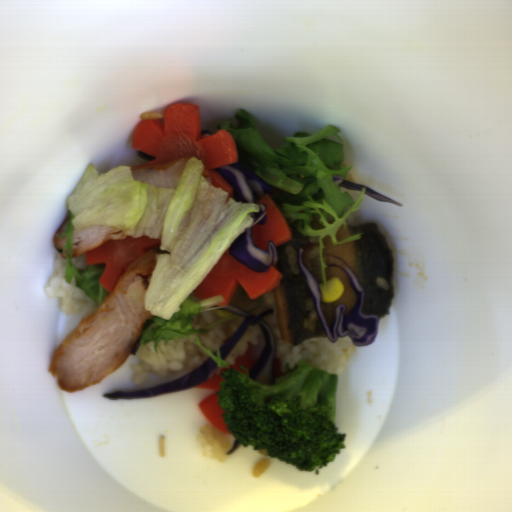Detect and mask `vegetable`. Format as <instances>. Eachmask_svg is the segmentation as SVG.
Segmentation results:
<instances>
[{
	"label": "vegetable",
	"instance_id": "1",
	"mask_svg": "<svg viewBox=\"0 0 512 512\" xmlns=\"http://www.w3.org/2000/svg\"><path fill=\"white\" fill-rule=\"evenodd\" d=\"M116 166L99 174L88 164L68 198L69 218L60 238L66 237L65 283L75 278L76 287L96 304L111 293L100 283L105 264L86 265L85 253L73 257V229L114 226L126 236L161 239L144 307L154 322L143 331L140 345L187 338L200 346L218 366L228 368L219 347L216 355L200 341L215 325L237 318L232 315L194 329L195 315L212 310L224 296L197 299L193 292L205 280L237 237L249 228L251 212L261 203L237 202L222 187L203 175V161L180 160L164 169H131Z\"/></svg>",
	"mask_w": 512,
	"mask_h": 512
},
{
	"label": "vegetable",
	"instance_id": "2",
	"mask_svg": "<svg viewBox=\"0 0 512 512\" xmlns=\"http://www.w3.org/2000/svg\"><path fill=\"white\" fill-rule=\"evenodd\" d=\"M238 114L247 119V125L235 130L231 117L218 123L235 142L237 161L264 181L267 194L284 218L296 221L301 236L316 237L319 247L321 279L327 288L323 249L329 236L333 245L359 240L363 233L337 240L336 233L362 204L366 188L362 186L356 199L348 191L340 192L333 175L345 180L352 166L343 165L344 140L340 129L328 126L318 132L302 131L285 137L281 146L273 148L260 136L252 116L244 109Z\"/></svg>",
	"mask_w": 512,
	"mask_h": 512
}]
</instances>
